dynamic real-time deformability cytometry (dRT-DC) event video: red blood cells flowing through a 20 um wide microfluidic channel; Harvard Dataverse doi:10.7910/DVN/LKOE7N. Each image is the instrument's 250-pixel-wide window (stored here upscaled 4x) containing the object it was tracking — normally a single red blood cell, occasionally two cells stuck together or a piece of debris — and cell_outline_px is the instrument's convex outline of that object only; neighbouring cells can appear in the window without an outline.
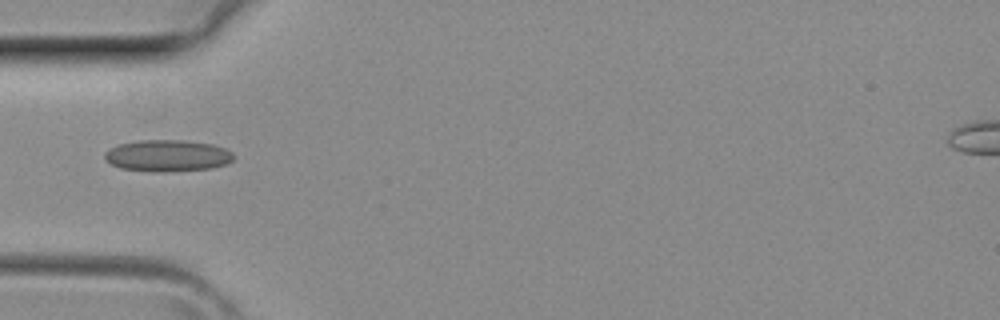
{"species": "common noctule bat (a hibernating species)", "species_latin": "Nyctalus noctula", "temperature_condition": "room temperature", "stored_images_in_passage": 26, "camera_frame_rate_fps": 3000, "um_per_image_px": 0.085, "animal": {"sex": "female", "body_mass_g": 29.2, "forearm_length_mm": 56.3}, "frame": {"image": 1, "passage_image": 1, "time_ms": 0.0, "image_size_px": [1000, 320], "cell_outline_px": [[236, 156], [232, 160], [224, 164], [212, 168], [164, 172], [152, 172], [120, 168], [112, 164], [104, 156], [104, 152], [120, 144], [140, 140], [184, 140], [212, 144], [224, 148], [232, 152]], "centroid_in_image_um": [14.26, 13.23], "position_along_channel_um": 70.7, "area_um2": 23.7}}
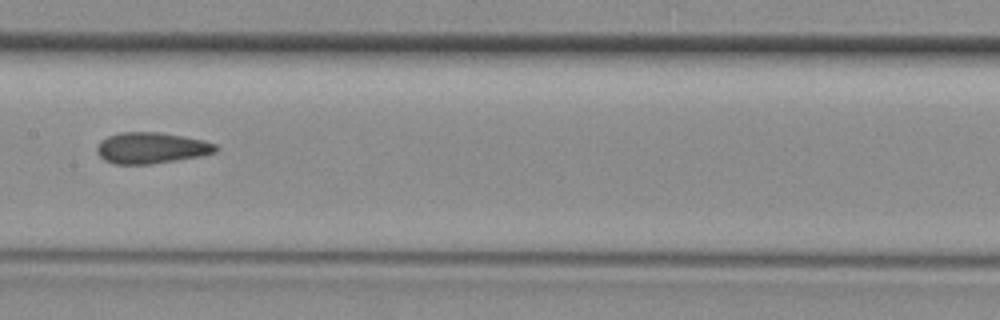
{"frame": {"image": 2, "passage_image": 8, "time_ms": 2.333, "image_size_px": [1000, 320], "cell_outline_px": [[220, 148], [216, 152], [200, 156], [152, 164], [116, 164], [104, 160], [96, 152], [96, 148], [100, 140], [108, 136], [120, 132], [156, 132], [204, 140], [216, 144]], "centroid_in_image_um": [12.85, 12.58], "position_along_channel_um": 194.5, "area_um2": 21.56}}
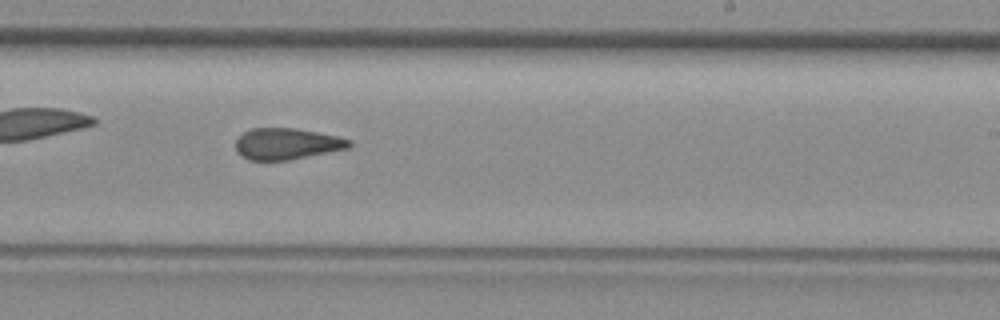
{"frame": {"image": 3, "passage_image": 12, "time_ms": 3.667, "image_size_px": [1000, 320], "cell_outline_px": [[352, 144], [348, 148], [288, 160], [248, 160], [240, 156], [236, 152], [236, 140], [244, 132], [252, 128], [296, 128], [340, 136], [352, 140]], "centroid_in_image_um": [24.38, 12.22], "position_along_channel_um": 264.6, "area_um2": 20.81}}